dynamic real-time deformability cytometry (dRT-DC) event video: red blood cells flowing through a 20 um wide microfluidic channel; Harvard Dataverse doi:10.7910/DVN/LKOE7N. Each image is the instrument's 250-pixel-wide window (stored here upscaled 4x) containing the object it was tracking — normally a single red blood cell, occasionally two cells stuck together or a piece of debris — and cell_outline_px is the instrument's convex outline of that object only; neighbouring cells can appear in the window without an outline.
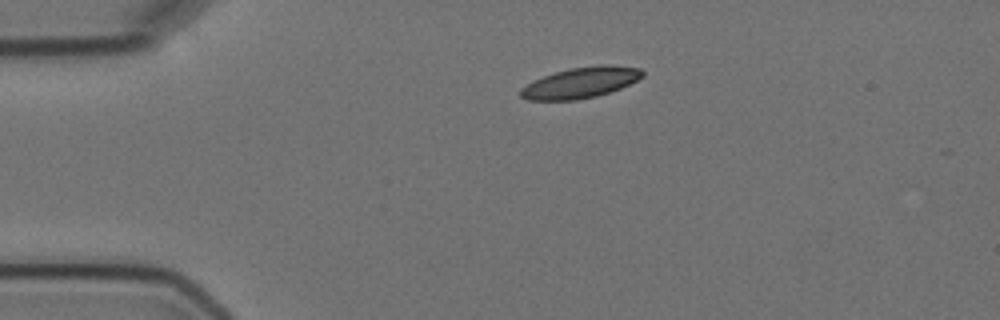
{"species": "Egyptian fruit bat (a non-hibernating species)", "species_latin": "Rousettus aegyptiacus", "temperature_condition": "cold", "stored_images_in_passage": 2, "camera_frame_rate_fps": 3000, "um_per_image_px": 0.085, "animal": {"sex": "female"}, "frame": {"image": 1, "passage_image": 1, "time_ms": 0.0, "image_size_px": [1000, 320], "cell_outline_px": [[644, 76], [620, 88], [596, 96], [576, 100], [528, 100], [520, 96], [520, 88], [544, 76], [556, 72], [572, 68], [600, 64], [608, 64], [640, 68], [644, 72]], "centroid_in_image_um": [49.37, 7.02], "position_along_channel_um": 35.6, "area_um2": 21.62}}